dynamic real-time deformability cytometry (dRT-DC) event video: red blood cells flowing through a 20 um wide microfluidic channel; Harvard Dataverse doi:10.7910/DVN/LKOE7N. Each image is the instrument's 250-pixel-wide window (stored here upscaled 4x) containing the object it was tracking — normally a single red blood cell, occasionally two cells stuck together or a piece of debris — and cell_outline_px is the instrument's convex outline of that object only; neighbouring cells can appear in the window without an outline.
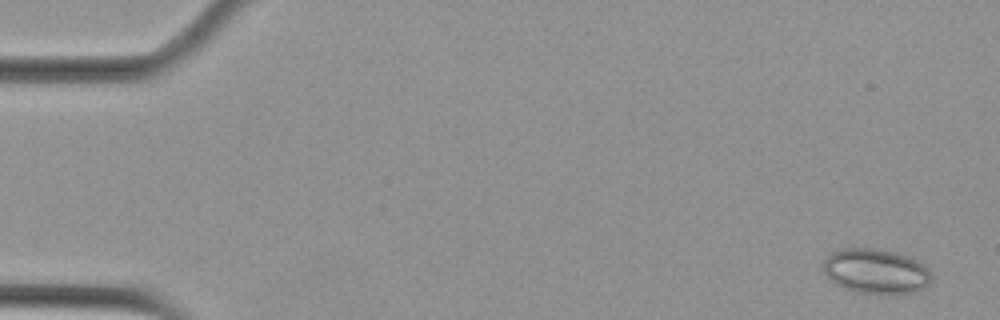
{"species": "Egyptian fruit bat (a non-hibernating species)", "species_latin": "Rousettus aegyptiacus", "temperature_condition": "cold", "stored_images_in_passage": 4, "camera_frame_rate_fps": 3000, "um_per_image_px": 0.085, "animal": {"sex": "female"}, "frame": {"image": 1, "passage_image": 1, "time_ms": 0.0, "image_size_px": [1000, 320], "cell_outline_px": [[932, 280], [924, 288], [916, 292], [904, 296], [896, 296], [856, 292], [844, 288], [836, 284], [824, 272], [824, 260], [832, 252], [844, 248], [872, 248], [896, 252], [908, 256], [924, 264], [928, 268], [932, 276]], "centroid_in_image_um": [74.52, 23.09], "position_along_channel_um": 10.5, "area_um2": 28.9}}